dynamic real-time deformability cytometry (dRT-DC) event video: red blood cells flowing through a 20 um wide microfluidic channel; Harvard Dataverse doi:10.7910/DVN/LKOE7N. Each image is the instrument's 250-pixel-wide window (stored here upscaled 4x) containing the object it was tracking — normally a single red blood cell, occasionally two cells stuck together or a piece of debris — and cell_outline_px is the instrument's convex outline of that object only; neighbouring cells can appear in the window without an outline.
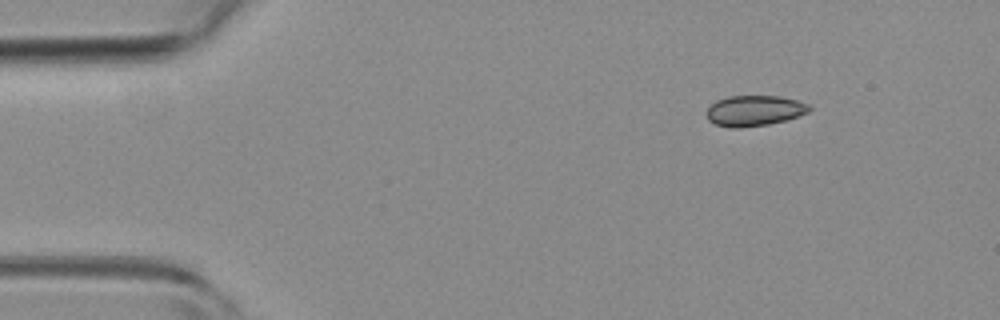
{"species": "common noctule bat (a hibernating species)", "species_latin": "Nyctalus noctula", "temperature_condition": "room temperature", "stored_images_in_passage": 41, "camera_frame_rate_fps": 3000, "um_per_image_px": 0.085, "animal": {"sex": "female", "body_mass_g": 19.3, "forearm_length_mm": 54.1}, "frame": {"image": 1, "passage_image": 1, "time_ms": 0.0, "image_size_px": [1000, 320], "cell_outline_px": [[812, 108], [808, 112], [784, 120], [768, 124], [740, 128], [732, 128], [716, 124], [708, 120], [704, 112], [716, 100], [728, 96], [780, 96], [796, 100], [808, 104]], "centroid_in_image_um": [64.08, 9.4], "position_along_channel_um": 20.9, "area_um2": 18.26}}
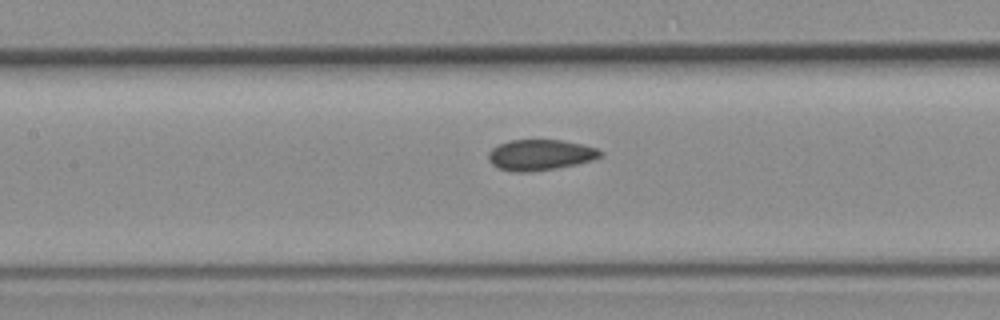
{"frame": {"image": 2, "passage_image": 18, "time_ms": 5.667, "image_size_px": [1000, 320], "cell_outline_px": [[604, 156], [592, 160], [576, 164], [556, 168], [528, 172], [512, 172], [496, 168], [488, 160], [488, 152], [492, 148], [508, 140], [564, 140], [596, 148], [604, 152]], "centroid_in_image_um": [45.91, 13.17], "position_along_channel_um": 161.5, "area_um2": 20.23}}
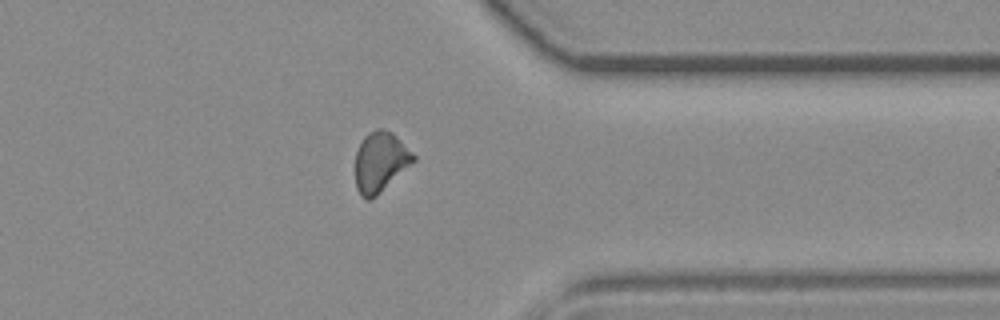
{"frame": {"image": 3, "passage_image": 35, "time_ms": 11.333, "image_size_px": [1000, 320], "cell_outline_px": [[416, 160], [372, 200], [368, 200], [356, 188], [356, 152], [364, 136], [368, 132], [376, 128], [384, 128], [392, 132], [416, 156]], "centroid_in_image_um": [32.34, 13.74], "position_along_channel_um": 379.1, "area_um2": 20.23}}